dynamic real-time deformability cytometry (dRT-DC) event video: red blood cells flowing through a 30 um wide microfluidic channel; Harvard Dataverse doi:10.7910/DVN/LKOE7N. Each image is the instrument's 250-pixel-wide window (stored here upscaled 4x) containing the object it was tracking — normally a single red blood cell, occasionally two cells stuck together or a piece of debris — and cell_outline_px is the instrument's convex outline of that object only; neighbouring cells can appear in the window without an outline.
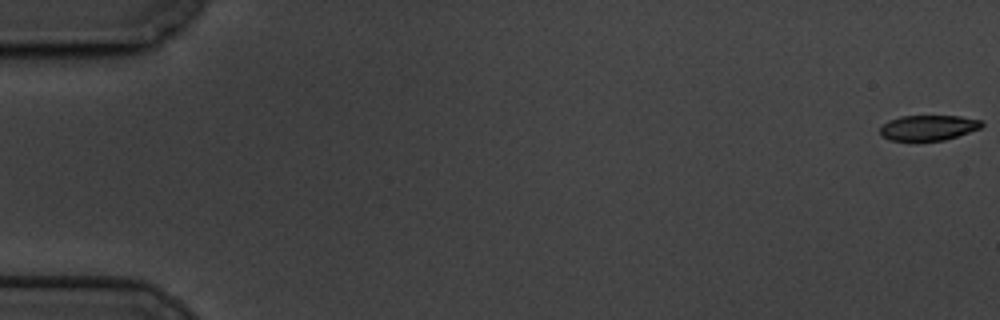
{"species": "common noctule bat (a hibernating species)", "species_latin": "Nyctalus noctula", "temperature_condition": "cold", "stored_images_in_passage": 61, "camera_frame_rate_fps": 3000, "um_per_image_px": 0.085, "animal": {"sex": "male", "body_mass_g": 19.5, "forearm_length_mm": 54.6}, "frame": {"image": 1, "passage_image": 1, "time_ms": 0.0, "image_size_px": [1000, 320], "cell_outline_px": [[984, 124], [980, 128], [944, 140], [892, 140], [880, 136], [880, 128], [888, 120], [900, 116], [960, 116], [984, 120]], "centroid_in_image_um": [78.91, 10.84], "position_along_channel_um": 6.1, "area_um2": 14.91}}
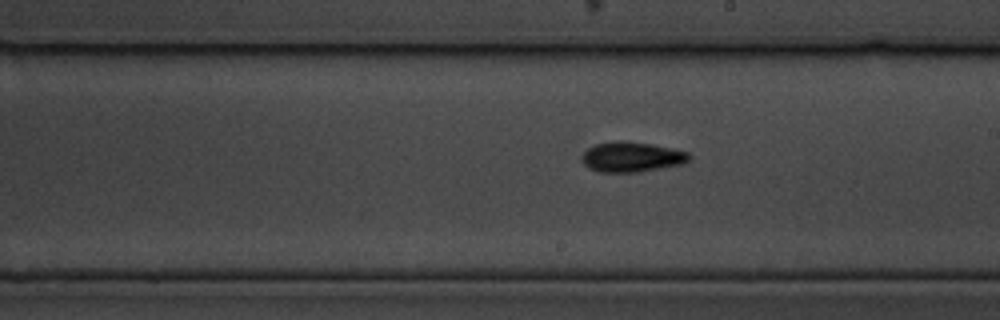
{"frame": {"image": 2, "passage_image": 35, "time_ms": 11.333, "image_size_px": [1000, 320], "cell_outline_px": [[692, 156], [684, 164], [636, 172], [600, 172], [588, 168], [584, 164], [584, 152], [588, 148], [596, 144], [616, 140], [624, 140], [652, 144], [672, 148], [688, 152]], "centroid_in_image_um": [53.72, 13.33], "position_along_channel_um": 235.3, "area_um2": 18.79}}
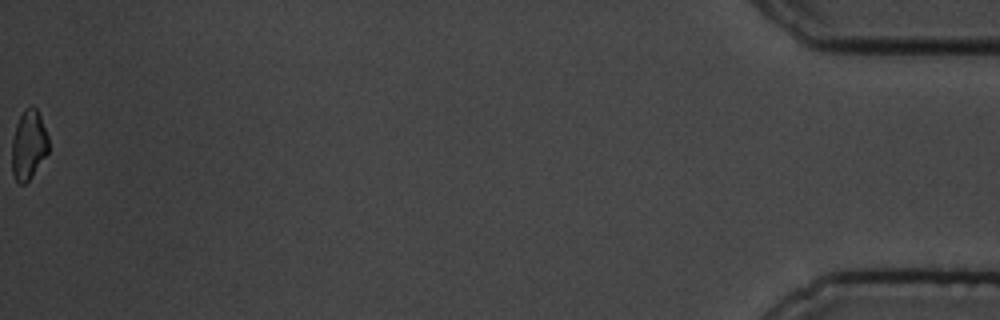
{"frame": {"image": 3, "passage_image": 61, "time_ms": 20.0, "image_size_px": [1000, 320], "cell_outline_px": [[48, 152], [32, 176], [24, 184], [20, 184], [12, 176], [12, 140], [16, 124], [24, 108], [32, 104], [36, 108], [40, 116], [48, 136]], "centroid_in_image_um": [2.42, 12.3], "position_along_channel_um": 432.8, "area_um2": 14.85}, "authors_computed_cell_mechanics": {"area_um2": 17.1088, "velocity_mm_per_s": 3.385, "shape_relaxation_time_tau1_ms": 3.6824, "shape_relaxation_time_tau2_ms": 5.4304, "deformation_change_tau1": 0.1245, "deformation_change_tau2": 0.0989}}